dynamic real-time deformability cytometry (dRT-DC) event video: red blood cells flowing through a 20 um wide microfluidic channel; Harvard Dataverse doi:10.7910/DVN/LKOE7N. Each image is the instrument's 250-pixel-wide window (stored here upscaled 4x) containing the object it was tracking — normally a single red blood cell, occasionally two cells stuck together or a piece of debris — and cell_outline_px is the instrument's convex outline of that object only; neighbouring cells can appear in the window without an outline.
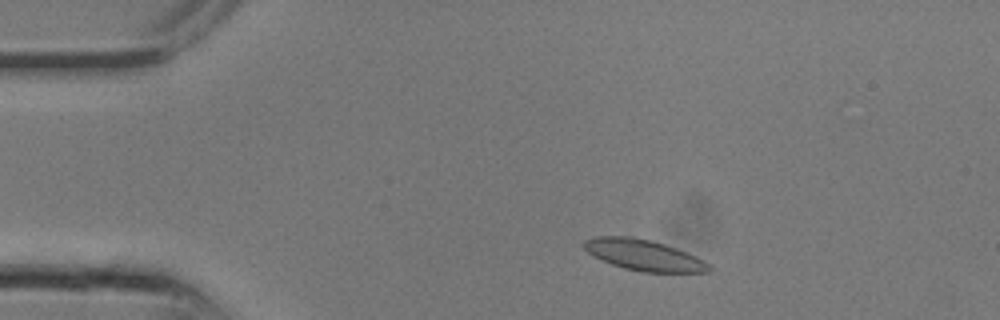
{"species": "common noctule bat (a hibernating species)", "species_latin": "Nyctalus noctula", "temperature_condition": "room temperature", "stored_images_in_passage": 6, "camera_frame_rate_fps": 3000, "um_per_image_px": 0.085, "animal": {"sex": "male", "body_mass_g": 13.3}, "frame": {"image": 1, "passage_image": 3, "time_ms": 0.667, "image_size_px": [1000, 320], "cell_outline_px": [[712, 268], [708, 272], [644, 272], [624, 268], [612, 264], [588, 252], [584, 248], [584, 240], [596, 236], [632, 236], [652, 240], [676, 248], [696, 256], [704, 260]], "centroid_in_image_um": [54.74, 21.67], "position_along_channel_um": 30.3, "area_um2": 22.31}}